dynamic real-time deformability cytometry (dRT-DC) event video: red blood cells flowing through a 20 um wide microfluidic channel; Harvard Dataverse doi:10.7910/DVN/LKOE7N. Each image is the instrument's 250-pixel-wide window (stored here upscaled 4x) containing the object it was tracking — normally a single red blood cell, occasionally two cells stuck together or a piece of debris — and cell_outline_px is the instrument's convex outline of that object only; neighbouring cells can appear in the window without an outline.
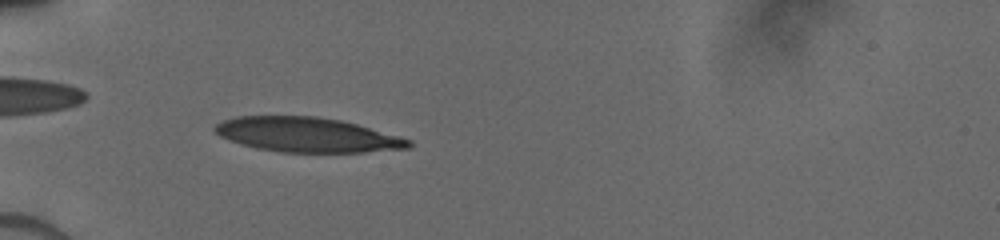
{"species": "human", "species_latin": "Homo sapiens", "temperature_condition": "cold", "stored_images_in_passage": 38, "camera_frame_rate_fps": 3000, "um_per_image_px": 0.085, "donor": {"sex": "male"}, "frame": {"image": 1, "passage_image": 14, "time_ms": 5.0, "image_size_px": [1000, 240], "cell_outline_px": [[412, 144], [408, 148], [364, 152], [280, 152], [256, 148], [240, 144], [220, 136], [212, 128], [216, 124], [224, 120], [236, 116], [316, 116], [340, 120], [356, 124], [400, 136], [412, 140]], "centroid_in_image_um": [26.09, 11.45], "position_along_channel_um": 58.9, "area_um2": 39.07}}
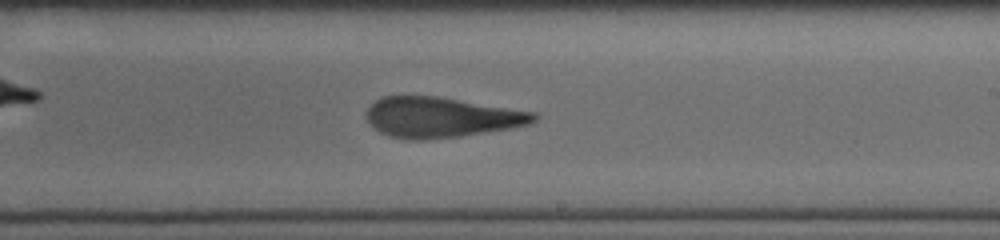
{"frame": {"image": 2, "passage_image": 27, "time_ms": 10.0, "image_size_px": [1000, 240], "cell_outline_px": [[540, 116], [536, 120], [528, 124], [508, 128], [460, 136], [424, 140], [408, 140], [388, 136], [380, 132], [364, 116], [364, 112], [376, 100], [384, 96], [436, 96], [536, 112]], "centroid_in_image_um": [37.47, 9.97], "position_along_channel_um": 251.5, "area_um2": 39.19}}
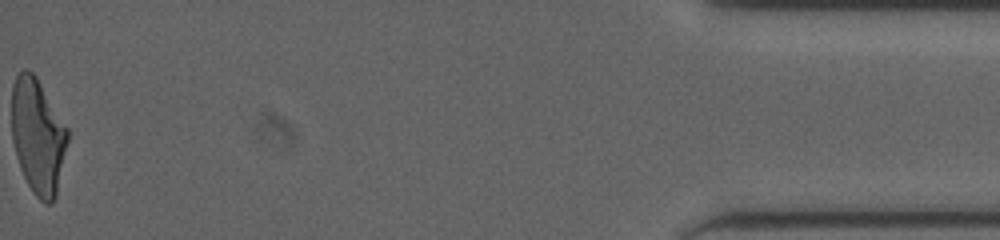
{"frame": {"image": 3, "passage_image": 38, "time_ms": 16.333, "image_size_px": [1000, 240], "cell_outline_px": [[68, 140], [56, 196], [52, 204], [44, 204], [32, 192], [20, 168], [16, 156], [12, 140], [12, 84], [16, 76], [24, 68], [28, 68], [36, 76], [68, 128]], "centroid_in_image_um": [3.21, 11.57], "position_along_channel_um": 432.0, "area_um2": 37.69}}